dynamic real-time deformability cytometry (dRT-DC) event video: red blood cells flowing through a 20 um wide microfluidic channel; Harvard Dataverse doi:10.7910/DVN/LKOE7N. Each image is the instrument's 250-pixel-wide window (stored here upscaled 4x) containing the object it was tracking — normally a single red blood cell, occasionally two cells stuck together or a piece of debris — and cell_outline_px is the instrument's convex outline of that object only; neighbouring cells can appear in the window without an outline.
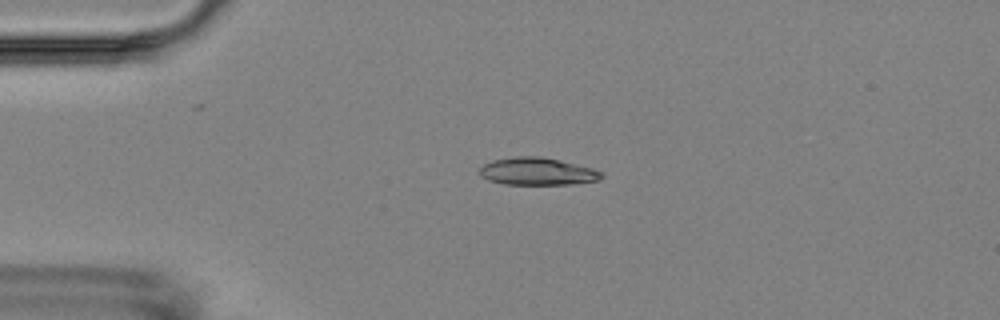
{"species": "Egyptian fruit bat (a non-hibernating species)", "species_latin": "Rousettus aegyptiacus", "temperature_condition": "room temperature", "stored_images_in_passage": 10, "camera_frame_rate_fps": 3000, "um_per_image_px": 0.085, "animal": {"sex": "female"}, "frame": {"image": 1, "passage_image": 4, "time_ms": 3.333, "image_size_px": [1000, 320], "cell_outline_px": [[604, 176], [600, 180], [572, 184], [504, 184], [488, 180], [480, 176], [480, 168], [484, 164], [492, 160], [512, 156], [540, 156], [592, 168], [604, 172]], "centroid_in_image_um": [45.67, 14.57], "position_along_channel_um": 39.3, "area_um2": 19.54}}
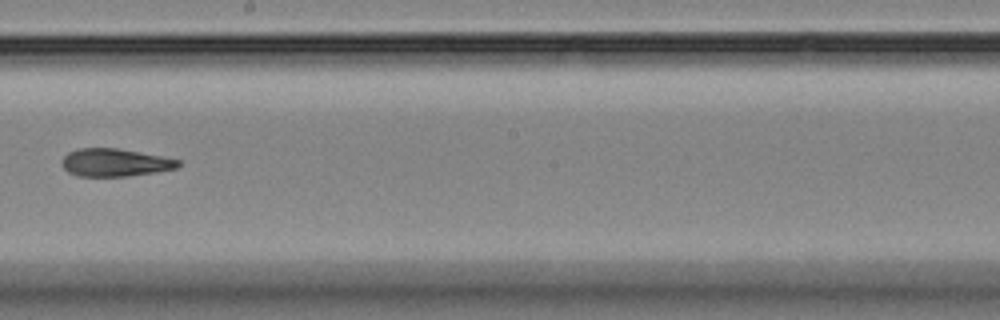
{"frame": {"image": 2, "passage_image": 9, "time_ms": 9.667, "image_size_px": [1000, 320], "cell_outline_px": [[180, 164], [176, 168], [156, 172], [128, 176], [80, 176], [68, 172], [60, 164], [64, 156], [68, 152], [76, 148], [116, 148], [160, 156], [180, 160]], "centroid_in_image_um": [9.73, 13.81], "position_along_channel_um": 238.5, "area_um2": 18.73}}
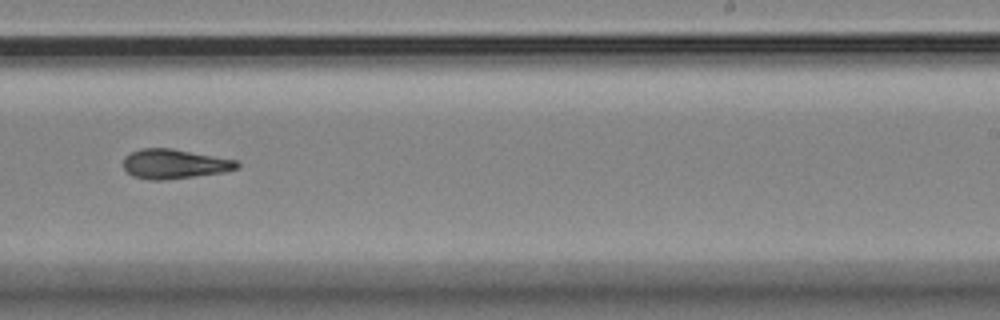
{"frame": {"image": 3, "passage_image": 10, "time_ms": 10.667, "image_size_px": [1000, 320], "cell_outline_px": [[240, 168], [224, 172], [164, 180], [148, 180], [132, 176], [124, 168], [124, 156], [140, 148], [172, 148], [236, 160], [240, 164]], "centroid_in_image_um": [14.82, 13.93], "position_along_channel_um": 274.2, "area_um2": 19.59}}